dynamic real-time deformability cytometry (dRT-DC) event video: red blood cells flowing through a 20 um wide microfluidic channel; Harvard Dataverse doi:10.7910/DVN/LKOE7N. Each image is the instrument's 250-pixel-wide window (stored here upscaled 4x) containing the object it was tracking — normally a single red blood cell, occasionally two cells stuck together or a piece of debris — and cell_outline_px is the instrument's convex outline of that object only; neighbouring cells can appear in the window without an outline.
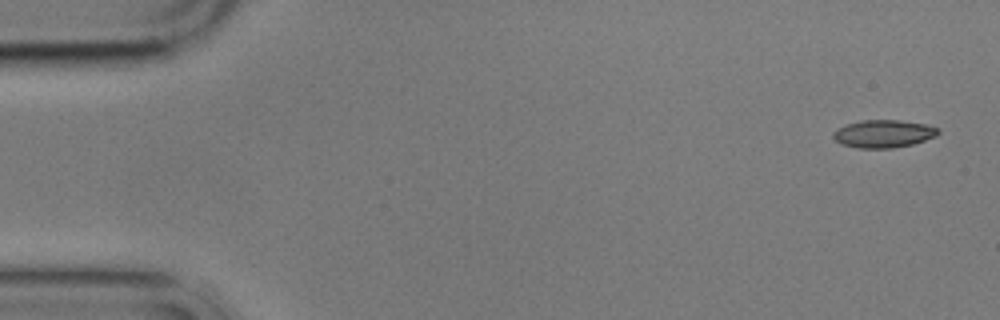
{"species": "common noctule bat (a hibernating species)", "species_latin": "Nyctalus noctula", "temperature_condition": "cold", "stored_images_in_passage": 6, "camera_frame_rate_fps": 3000, "um_per_image_px": 0.085, "animal": {"sex": "male", "body_mass_g": 17.9}, "frame": {"image": 1, "passage_image": 1, "time_ms": 0.0, "image_size_px": [1000, 320], "cell_outline_px": [[940, 132], [936, 136], [912, 144], [892, 148], [856, 148], [840, 144], [832, 136], [832, 132], [836, 128], [844, 124], [860, 120], [900, 120], [924, 124], [940, 128]], "centroid_in_image_um": [75.05, 11.36], "position_along_channel_um": 10.0, "area_um2": 17.17}}
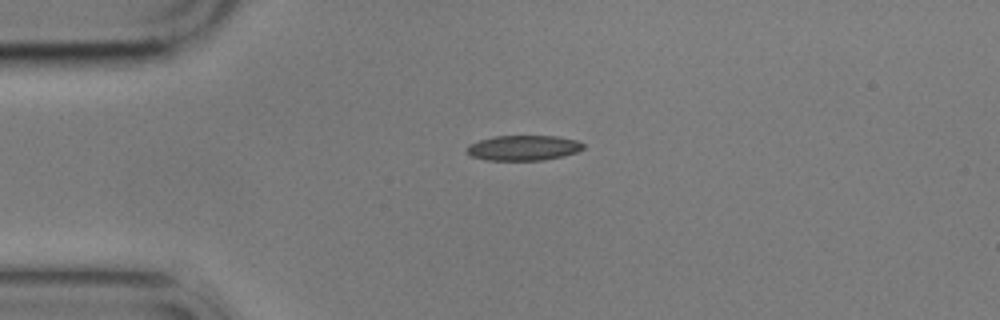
{"frame": {"image": 2, "passage_image": 4, "time_ms": 3.667, "image_size_px": [1000, 320], "cell_outline_px": [[584, 148], [576, 152], [564, 156], [544, 160], [488, 160], [472, 156], [468, 152], [468, 144], [480, 140], [496, 136], [556, 136], [576, 140], [584, 144]], "centroid_in_image_um": [44.52, 12.57], "position_along_channel_um": 40.5, "area_um2": 16.94}}
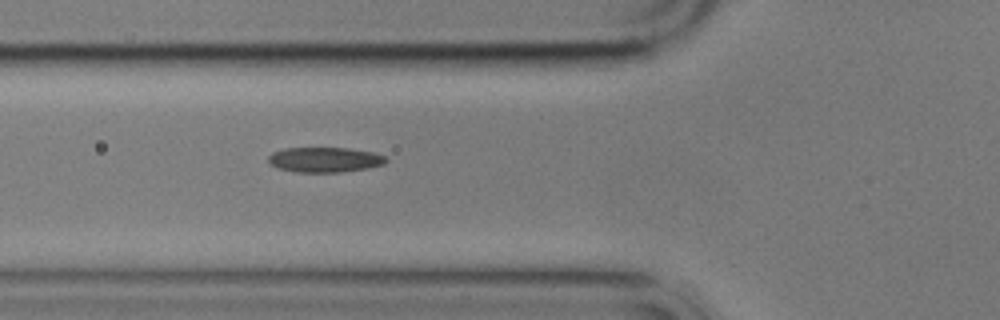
{"frame": {"image": 3, "passage_image": 6, "time_ms": 6.0, "image_size_px": [1000, 320], "cell_outline_px": [[388, 160], [384, 164], [368, 168], [340, 172], [296, 172], [280, 168], [272, 164], [268, 160], [268, 156], [272, 152], [288, 148], [348, 148], [372, 152], [388, 156]], "centroid_in_image_um": [27.65, 13.57], "position_along_channel_um": 98.1, "area_um2": 17.11}}